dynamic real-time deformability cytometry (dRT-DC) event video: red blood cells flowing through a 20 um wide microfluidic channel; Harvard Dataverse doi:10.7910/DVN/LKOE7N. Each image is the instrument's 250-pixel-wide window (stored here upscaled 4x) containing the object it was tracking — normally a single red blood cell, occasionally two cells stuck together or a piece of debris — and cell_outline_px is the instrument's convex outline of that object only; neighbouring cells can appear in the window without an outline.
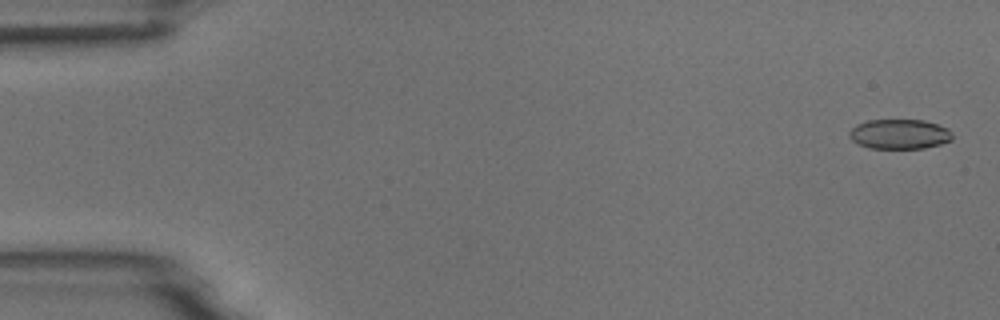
{"species": "common noctule bat (a hibernating species)", "species_latin": "Nyctalus noctula", "temperature_condition": "room temperature", "stored_images_in_passage": 4, "camera_frame_rate_fps": 3000, "um_per_image_px": 0.085, "animal": {"sex": "male", "body_mass_g": 18.8}, "frame": {"image": 1, "passage_image": 1, "time_ms": 0.0, "image_size_px": [1000, 320], "cell_outline_px": [[952, 140], [940, 144], [924, 148], [868, 148], [852, 140], [848, 136], [848, 132], [856, 124], [868, 120], [924, 120], [948, 128], [952, 132]], "centroid_in_image_um": [76.45, 11.39], "position_along_channel_um": 8.6, "area_um2": 17.92}}
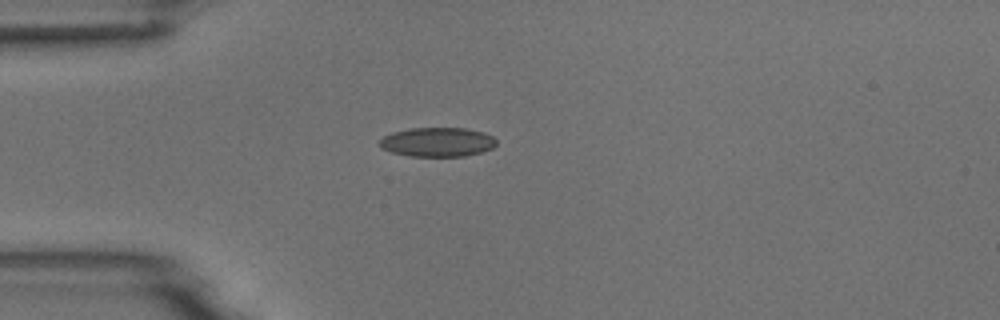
{"frame": {"image": 2, "passage_image": 4, "time_ms": 4.333, "image_size_px": [1000, 320], "cell_outline_px": [[496, 144], [492, 148], [480, 152], [464, 156], [412, 156], [392, 152], [380, 148], [380, 140], [384, 136], [392, 132], [408, 128], [464, 128], [484, 132], [492, 136], [496, 140]], "centroid_in_image_um": [37.17, 12.06], "position_along_channel_um": 47.8, "area_um2": 19.83}}